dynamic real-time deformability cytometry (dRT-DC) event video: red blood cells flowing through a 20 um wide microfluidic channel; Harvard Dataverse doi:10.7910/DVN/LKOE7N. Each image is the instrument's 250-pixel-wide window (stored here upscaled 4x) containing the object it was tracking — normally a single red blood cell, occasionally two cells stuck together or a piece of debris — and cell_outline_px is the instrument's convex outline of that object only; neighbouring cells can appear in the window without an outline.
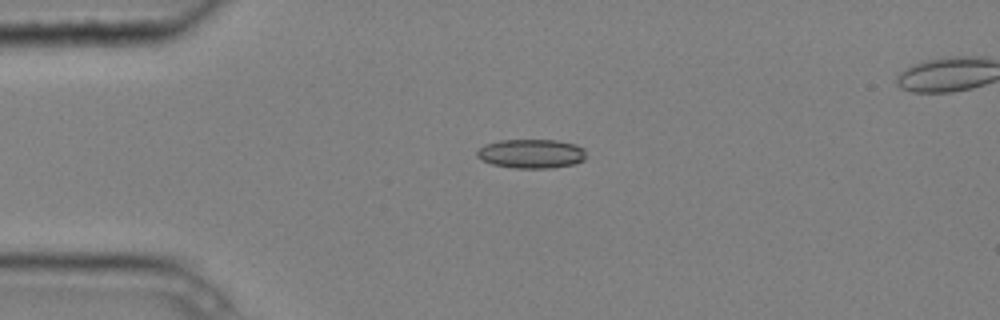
{"species": "common noctule bat (a hibernating species)", "species_latin": "Nyctalus noctula", "temperature_condition": "cold", "stored_images_in_passage": 3, "camera_frame_rate_fps": 3000, "um_per_image_px": 0.085, "animal": {"sex": "male", "body_mass_g": 20.4}, "frame": {"image": 1, "passage_image": 1, "time_ms": 0.0, "image_size_px": [1000, 320], "cell_outline_px": [[584, 160], [572, 164], [552, 168], [512, 168], [492, 164], [480, 160], [476, 156], [476, 152], [484, 144], [500, 140], [556, 140], [576, 144], [584, 148]], "centroid_in_image_um": [45.12, 13.06], "position_along_channel_um": 39.9, "area_um2": 18.61}}
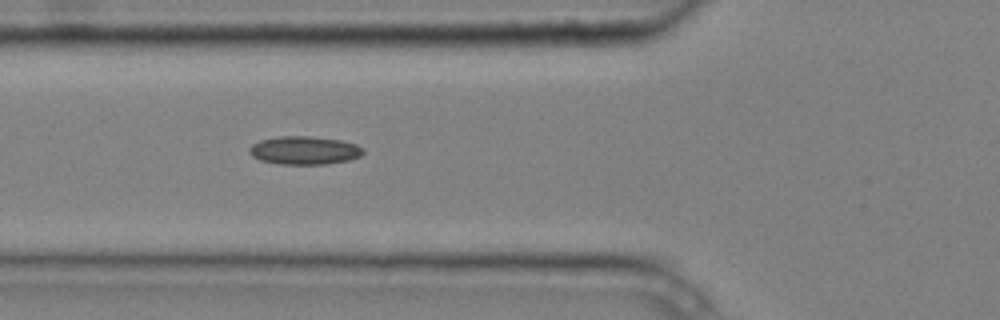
{"frame": {"image": 2, "passage_image": 3, "time_ms": 0.667, "image_size_px": [1000, 320], "cell_outline_px": [[364, 152], [360, 156], [348, 160], [328, 164], [280, 164], [260, 160], [252, 156], [248, 152], [248, 148], [252, 144], [260, 140], [276, 136], [308, 136], [340, 140], [356, 144], [364, 148]], "centroid_in_image_um": [25.85, 12.78], "position_along_channel_um": 99.9, "area_um2": 18.84}}